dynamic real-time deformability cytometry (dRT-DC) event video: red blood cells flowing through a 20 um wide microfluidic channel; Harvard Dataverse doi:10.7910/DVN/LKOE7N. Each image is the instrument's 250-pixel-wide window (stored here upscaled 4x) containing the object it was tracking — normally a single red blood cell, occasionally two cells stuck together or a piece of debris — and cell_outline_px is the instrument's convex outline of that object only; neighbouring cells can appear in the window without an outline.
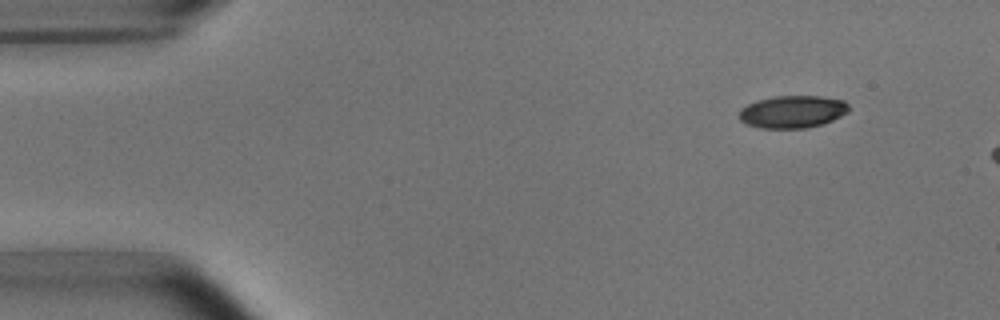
{"species": "common noctule bat (a hibernating species)", "species_latin": "Nyctalus noctula", "temperature_condition": "room temperature", "stored_images_in_passage": 3, "camera_frame_rate_fps": 3000, "um_per_image_px": 0.085, "animal": {"sex": "male", "body_mass_g": 15.6}, "frame": {"image": 1, "passage_image": 1, "time_ms": 0.0, "image_size_px": [1000, 320], "cell_outline_px": [[848, 112], [832, 120], [820, 124], [804, 128], [760, 128], [748, 124], [740, 120], [740, 108], [756, 100], [772, 96], [820, 96], [844, 100], [848, 104]], "centroid_in_image_um": [67.35, 9.48], "position_along_channel_um": 17.7, "area_um2": 20.63}}